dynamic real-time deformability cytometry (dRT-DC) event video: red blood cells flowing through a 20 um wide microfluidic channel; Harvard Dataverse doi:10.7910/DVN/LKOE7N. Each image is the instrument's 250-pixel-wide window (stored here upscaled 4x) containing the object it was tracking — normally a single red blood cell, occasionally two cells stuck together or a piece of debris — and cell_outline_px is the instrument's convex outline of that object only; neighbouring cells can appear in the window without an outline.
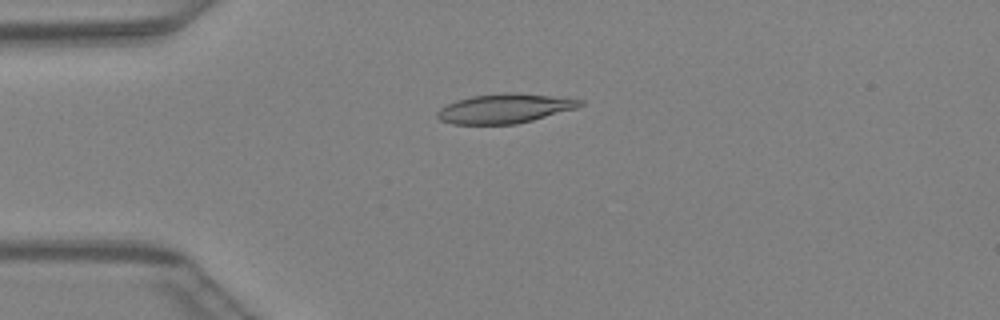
{"species": "Egyptian fruit bat (a non-hibernating species)", "species_latin": "Rousettus aegyptiacus", "temperature_condition": "warm", "stored_images_in_passage": 46, "camera_frame_rate_fps": 3000, "um_per_image_px": 0.085, "animal": {"sex": "female"}, "frame": {"image": 1, "passage_image": 12, "time_ms": 3.667, "image_size_px": [1000, 320], "cell_outline_px": [[584, 104], [576, 108], [532, 120], [516, 124], [452, 124], [440, 120], [436, 116], [436, 112], [440, 108], [456, 100], [472, 96], [504, 92], [512, 92], [584, 100]], "centroid_in_image_um": [42.86, 9.22], "position_along_channel_um": 42.1, "area_um2": 24.28}}
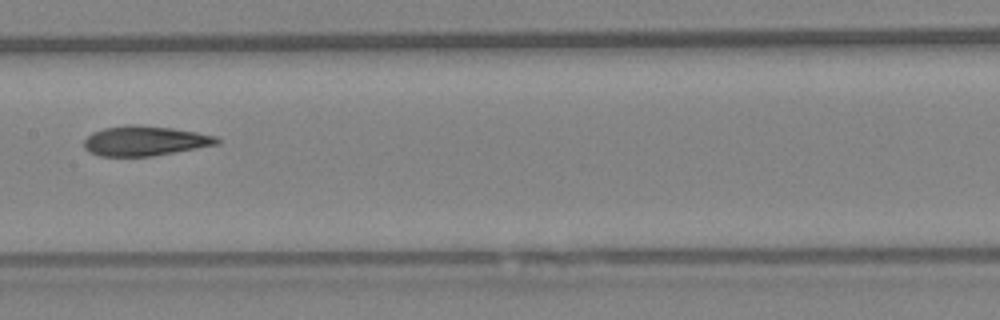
{"frame": {"image": 2, "passage_image": 24, "time_ms": 7.667, "image_size_px": [1000, 320], "cell_outline_px": [[220, 144], [152, 156], [100, 156], [88, 152], [84, 148], [84, 140], [92, 132], [104, 128], [128, 124], [172, 128], [196, 132], [216, 136], [220, 140]], "centroid_in_image_um": [12.3, 11.98], "position_along_channel_um": 195.1, "area_um2": 23.06}}
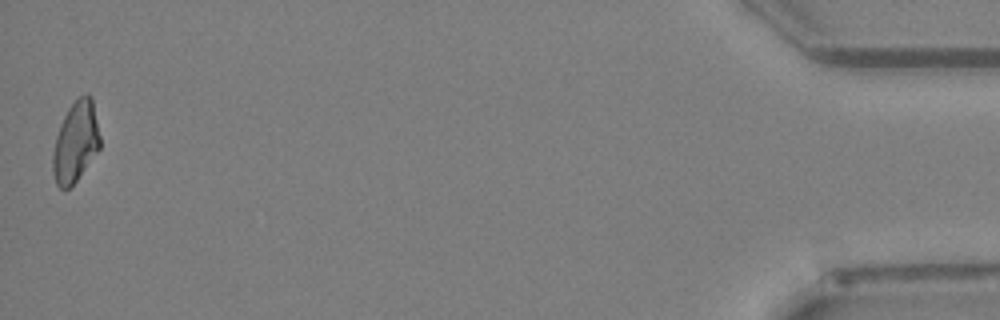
{"frame": {"image": 3, "passage_image": 46, "time_ms": 15.0, "image_size_px": [1000, 320], "cell_outline_px": [[100, 148], [76, 180], [68, 188], [60, 188], [56, 184], [52, 172], [52, 152], [56, 136], [60, 124], [68, 108], [80, 96], [88, 92], [92, 96], [100, 136]], "centroid_in_image_um": [6.42, 12.04], "position_along_channel_um": 428.8, "area_um2": 22.14}}